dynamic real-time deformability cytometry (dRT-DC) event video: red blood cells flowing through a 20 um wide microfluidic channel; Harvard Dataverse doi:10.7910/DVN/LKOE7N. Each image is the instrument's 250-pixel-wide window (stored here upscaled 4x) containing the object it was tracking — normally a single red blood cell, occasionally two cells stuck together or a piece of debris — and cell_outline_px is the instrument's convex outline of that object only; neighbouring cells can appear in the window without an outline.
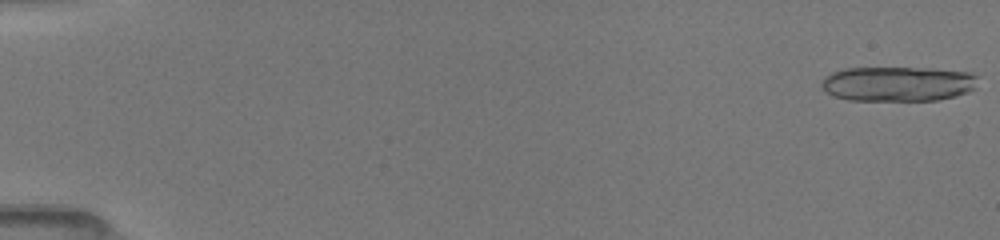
{"species": "common noctule bat (a hibernating species)", "species_latin": "Nyctalus noctula", "temperature_condition": "room temperature", "stored_images_in_passage": 20, "camera_frame_rate_fps": 3000, "um_per_image_px": 0.085, "animal": {"sex": "female", "body_mass_g": 19.5, "forearm_length_mm": 54.1}, "frame": {"image": 1, "passage_image": 1, "time_ms": 0.0, "image_size_px": [1000, 240], "cell_outline_px": [[980, 76], [976, 88], [968, 92], [956, 96], [940, 100], [848, 100], [832, 96], [820, 88], [820, 80], [824, 76], [832, 72], [844, 68], [932, 68], [972, 72]], "centroid_in_image_um": [76.34, 7.12], "position_along_channel_um": 8.7, "area_um2": 32.48}}
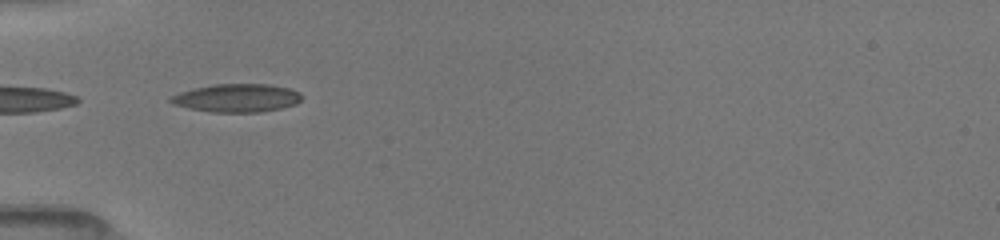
{"frame": {"image": 2, "passage_image": 18, "time_ms": 5.667, "image_size_px": [1000, 240], "cell_outline_px": [[300, 100], [296, 104], [280, 108], [260, 112], [212, 112], [188, 108], [172, 104], [168, 100], [168, 96], [180, 92], [212, 84], [268, 84], [288, 88], [300, 92]], "centroid_in_image_um": [20.08, 8.33], "position_along_channel_um": 64.9, "area_um2": 21.5}}